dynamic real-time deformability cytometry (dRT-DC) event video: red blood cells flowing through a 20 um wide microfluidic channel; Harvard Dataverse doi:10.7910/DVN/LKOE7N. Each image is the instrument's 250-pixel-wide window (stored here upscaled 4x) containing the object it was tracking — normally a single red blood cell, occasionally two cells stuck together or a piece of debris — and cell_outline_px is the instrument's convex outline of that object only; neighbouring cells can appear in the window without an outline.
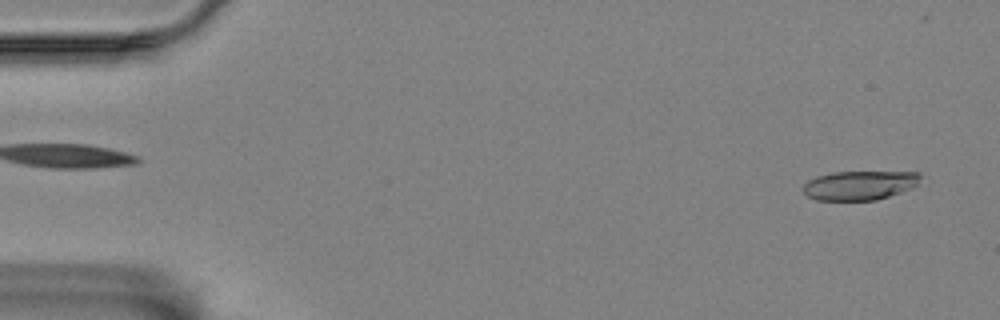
{"species": "Egyptian fruit bat (a non-hibernating species)", "species_latin": "Rousettus aegyptiacus", "temperature_condition": "room temperature", "stored_images_in_passage": 9, "camera_frame_rate_fps": 3000, "um_per_image_px": 0.085, "animal": {"sex": "female"}, "frame": {"image": 1, "passage_image": 3, "time_ms": 0.667, "image_size_px": [1000, 320], "cell_outline_px": [[920, 176], [916, 184], [912, 188], [876, 200], [816, 200], [808, 196], [804, 192], [804, 184], [808, 180], [816, 176], [832, 172], [920, 172]], "centroid_in_image_um": [73.04, 15.75], "position_along_channel_um": 12.0, "area_um2": 19.77}}